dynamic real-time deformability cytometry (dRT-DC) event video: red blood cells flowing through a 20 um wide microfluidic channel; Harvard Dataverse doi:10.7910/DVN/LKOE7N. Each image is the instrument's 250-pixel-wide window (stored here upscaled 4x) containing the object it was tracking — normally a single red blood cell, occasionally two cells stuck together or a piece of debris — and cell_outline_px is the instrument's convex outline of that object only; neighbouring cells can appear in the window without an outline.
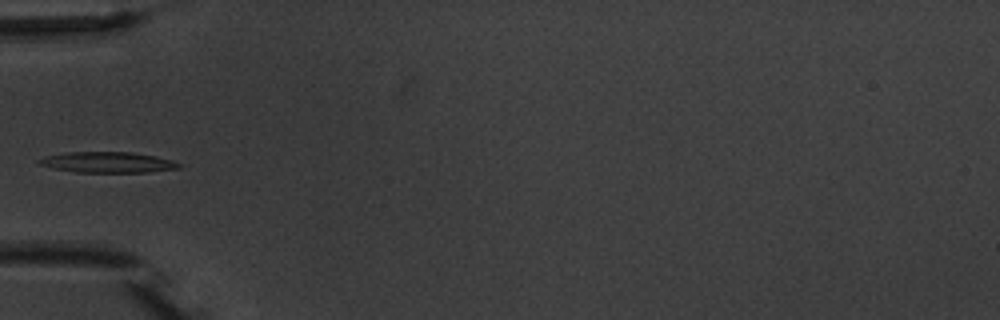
{"species": "common noctule bat (a hibernating species)", "species_latin": "Nyctalus noctula", "temperature_condition": "warm", "stored_images_in_passage": 3, "camera_frame_rate_fps": 3000, "um_per_image_px": 0.085, "animal": {"sex": "male", "body_mass_g": 20.1, "forearm_length_mm": 53.5}, "frame": {"image": 1, "passage_image": 3, "time_ms": 3.0, "image_size_px": [1000, 320], "cell_outline_px": [[184, 164], [180, 168], [148, 172], [76, 172], [52, 168], [36, 164], [36, 160], [44, 156], [68, 152], [132, 152], [156, 156], [172, 160]], "centroid_in_image_um": [9.14, 13.79], "position_along_channel_um": 75.9, "area_um2": 17.11}}